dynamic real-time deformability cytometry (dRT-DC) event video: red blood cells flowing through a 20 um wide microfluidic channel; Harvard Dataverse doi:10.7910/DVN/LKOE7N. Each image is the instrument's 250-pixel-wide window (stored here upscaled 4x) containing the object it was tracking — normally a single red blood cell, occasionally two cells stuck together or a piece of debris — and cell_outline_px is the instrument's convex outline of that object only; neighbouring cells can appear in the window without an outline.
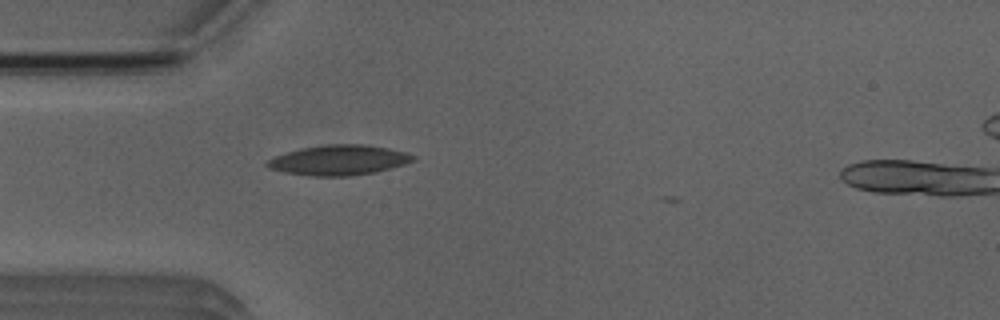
{"species": "Egyptian fruit bat (a non-hibernating species)", "species_latin": "Rousettus aegyptiacus", "temperature_condition": "room temperature", "stored_images_in_passage": 6, "camera_frame_rate_fps": 3000, "um_per_image_px": 0.085, "animal": {"sex": "male"}, "frame": {"image": 1, "passage_image": 5, "time_ms": 5.667, "image_size_px": [1000, 320], "cell_outline_px": [[416, 160], [404, 164], [376, 172], [348, 176], [312, 176], [284, 172], [268, 168], [264, 164], [268, 160], [276, 156], [288, 152], [304, 148], [324, 144], [368, 144], [408, 152], [416, 156]], "centroid_in_image_um": [28.85, 13.61], "position_along_channel_um": 56.2, "area_um2": 25.61}}